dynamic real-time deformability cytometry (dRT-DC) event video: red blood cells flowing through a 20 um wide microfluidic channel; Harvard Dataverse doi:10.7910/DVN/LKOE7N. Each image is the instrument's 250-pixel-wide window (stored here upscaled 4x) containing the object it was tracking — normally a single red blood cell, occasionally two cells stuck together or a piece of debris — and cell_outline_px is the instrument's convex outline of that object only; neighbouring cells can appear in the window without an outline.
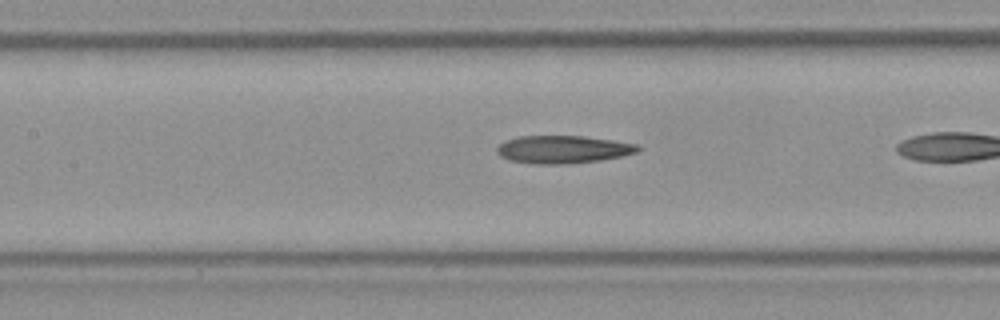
{"species": "Egyptian fruit bat (a non-hibernating species)", "species_latin": "Rousettus aegyptiacus", "temperature_condition": "room temperature", "stored_images_in_passage": 26, "camera_frame_rate_fps": 3000, "um_per_image_px": 0.085, "frame": {"image": 1, "passage_image": 19, "time_ms": 6.0, "image_size_px": [1000, 320], "cell_outline_px": [[640, 152], [624, 156], [600, 160], [568, 164], [532, 164], [508, 160], [500, 156], [496, 152], [496, 148], [504, 140], [516, 136], [584, 136], [612, 140], [636, 144], [640, 148]], "centroid_in_image_um": [47.83, 12.7], "position_along_channel_um": 159.6, "area_um2": 23.12}}
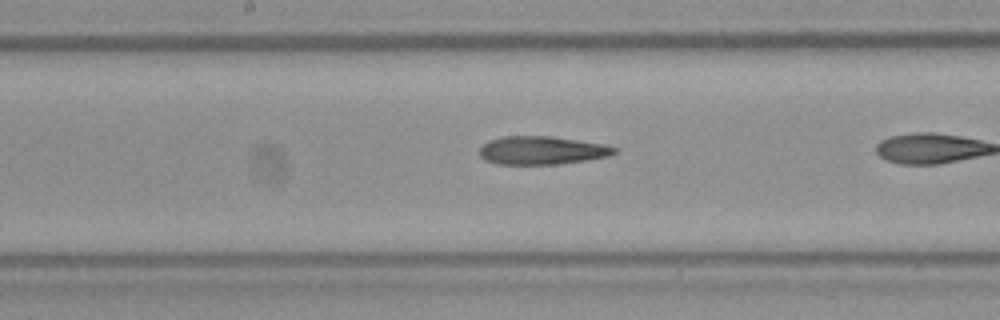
{"frame": {"image": 2, "passage_image": 22, "time_ms": 7.0, "image_size_px": [1000, 320], "cell_outline_px": [[620, 148], [616, 152], [608, 156], [588, 160], [556, 164], [496, 164], [484, 160], [480, 156], [480, 148], [488, 140], [500, 136], [552, 136], [600, 144]], "centroid_in_image_um": [46.02, 12.78], "position_along_channel_um": 202.2, "area_um2": 22.2}}